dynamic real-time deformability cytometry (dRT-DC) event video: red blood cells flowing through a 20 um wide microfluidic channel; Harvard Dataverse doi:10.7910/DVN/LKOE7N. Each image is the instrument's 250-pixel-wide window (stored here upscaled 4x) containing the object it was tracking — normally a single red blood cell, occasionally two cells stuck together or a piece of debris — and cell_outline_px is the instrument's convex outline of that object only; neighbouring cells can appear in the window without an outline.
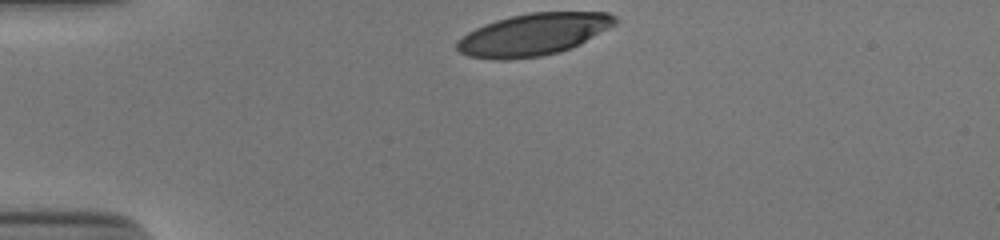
{"species": "human", "species_latin": "Homo sapiens", "temperature_condition": "cold", "stored_images_in_passage": 32, "camera_frame_rate_fps": 3000, "um_per_image_px": 0.085, "donor": {"sex": "male"}, "frame": {"image": 1, "passage_image": 1, "time_ms": 0.0, "image_size_px": [1000, 240], "cell_outline_px": [[620, 20], [616, 24], [580, 44], [572, 48], [560, 52], [540, 56], [508, 60], [496, 60], [468, 56], [460, 52], [456, 48], [456, 40], [468, 32], [484, 24], [496, 20], [528, 12], [608, 12], [616, 16]], "centroid_in_image_um": [45.35, 2.93], "position_along_channel_um": 39.7, "area_um2": 38.96}}
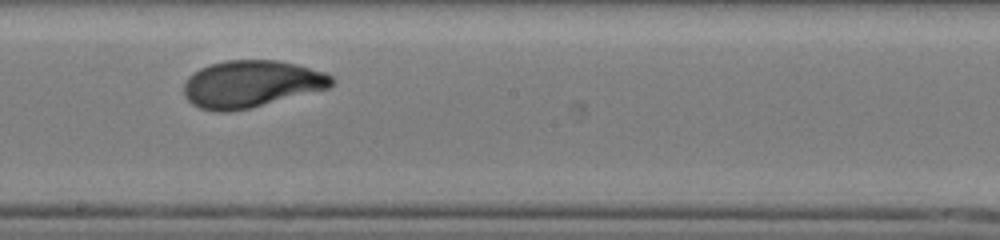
{"frame": {"image": 2, "passage_image": 19, "time_ms": 6.0, "image_size_px": [1000, 240], "cell_outline_px": [[336, 84], [328, 88], [248, 108], [228, 112], [216, 112], [200, 108], [192, 104], [184, 96], [184, 84], [188, 76], [192, 72], [200, 68], [212, 64], [228, 60], [276, 60], [296, 64], [324, 72], [332, 76], [336, 80]], "centroid_in_image_um": [21.34, 7.13], "position_along_channel_um": 226.9, "area_um2": 40.4}}
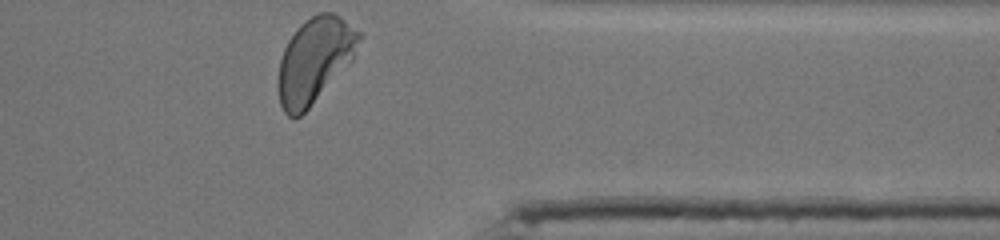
{"frame": {"image": 3, "passage_image": 32, "time_ms": 10.333, "image_size_px": [1000, 240], "cell_outline_px": [[364, 36], [352, 60], [308, 108], [300, 116], [288, 116], [284, 112], [280, 104], [276, 84], [280, 60], [284, 48], [288, 40], [296, 28], [304, 20], [320, 12], [332, 12], [364, 32]], "centroid_in_image_um": [26.75, 5.08], "position_along_channel_um": 384.7, "area_um2": 40.29}, "authors_computed_cell_mechanics": {"area_um2": 40.2866, "velocity_mm_per_s": 3.8272, "shape_relaxation_time_tau1_ms": 3.1506, "shape_relaxation_time_tau2_ms": 0.8138, "deformation_change_tau1": 0.1815, "deformation_change_tau2": 0.0495}}